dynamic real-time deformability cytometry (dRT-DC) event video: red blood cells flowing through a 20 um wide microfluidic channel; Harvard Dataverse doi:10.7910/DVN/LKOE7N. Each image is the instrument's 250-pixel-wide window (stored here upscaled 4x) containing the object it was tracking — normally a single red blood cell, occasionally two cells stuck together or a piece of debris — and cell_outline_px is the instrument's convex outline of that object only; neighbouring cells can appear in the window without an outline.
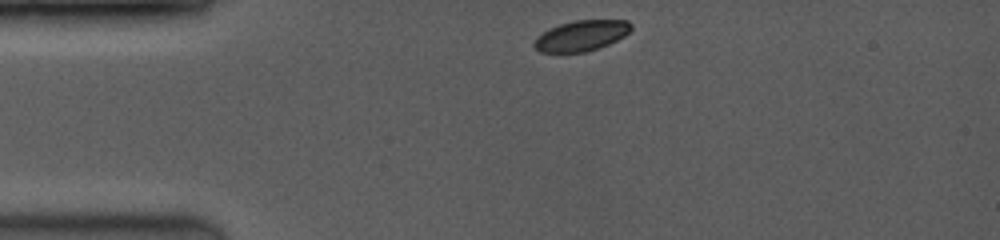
{"species": "common noctule bat (a hibernating species)", "species_latin": "Nyctalus noctula", "temperature_condition": "room temperature", "stored_images_in_passage": 24, "camera_frame_rate_fps": 3500, "um_per_image_px": 0.085, "animal": {"sex": "female", "body_mass_g": 19.0, "forearm_length_mm": 53.3}, "frame": {"image": 1, "passage_image": 1, "time_ms": 0.0, "image_size_px": [1000, 240], "cell_outline_px": [[632, 28], [624, 36], [608, 44], [584, 52], [540, 52], [532, 44], [548, 28], [560, 24], [576, 20], [628, 20], [632, 24]], "centroid_in_image_um": [49.43, 3.02], "position_along_channel_um": 35.6, "area_um2": 16.99}}
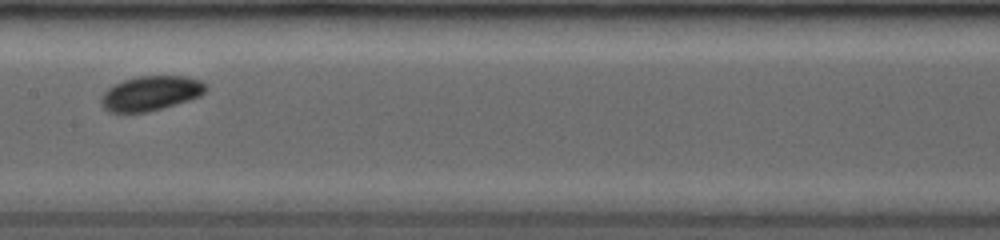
{"frame": {"image": 2, "passage_image": 15, "time_ms": 4.857, "image_size_px": [1000, 240], "cell_outline_px": [[208, 88], [200, 96], [188, 100], [148, 112], [108, 112], [100, 104], [100, 100], [104, 92], [112, 84], [124, 80], [140, 76], [188, 76], [200, 80], [208, 84]], "centroid_in_image_um": [12.82, 7.92], "position_along_channel_um": 194.6, "area_um2": 21.21}}
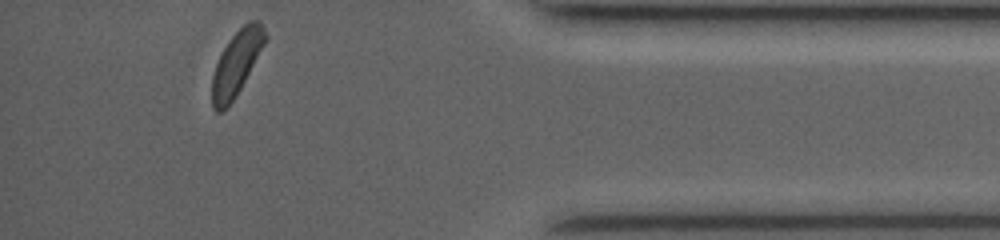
{"frame": {"image": 3, "passage_image": 24, "time_ms": 10.857, "image_size_px": [1000, 240], "cell_outline_px": [[268, 40], [236, 96], [220, 112], [216, 112], [212, 108], [212, 76], [216, 64], [224, 48], [232, 36], [248, 20], [256, 20], [264, 28], [268, 36]], "centroid_in_image_um": [20.13, 5.35], "position_along_channel_um": 415.1, "area_um2": 19.77}, "authors_computed_cell_mechanics": {"area_um2": 20.4901, "velocity_mm_per_s": 4.0621, "shape_relaxation_time_tau1_ms": 1.1555, "shape_relaxation_time_tau2_ms": null, "deformation_change_tau1": 0.0513, "deformation_change_tau2": null}}